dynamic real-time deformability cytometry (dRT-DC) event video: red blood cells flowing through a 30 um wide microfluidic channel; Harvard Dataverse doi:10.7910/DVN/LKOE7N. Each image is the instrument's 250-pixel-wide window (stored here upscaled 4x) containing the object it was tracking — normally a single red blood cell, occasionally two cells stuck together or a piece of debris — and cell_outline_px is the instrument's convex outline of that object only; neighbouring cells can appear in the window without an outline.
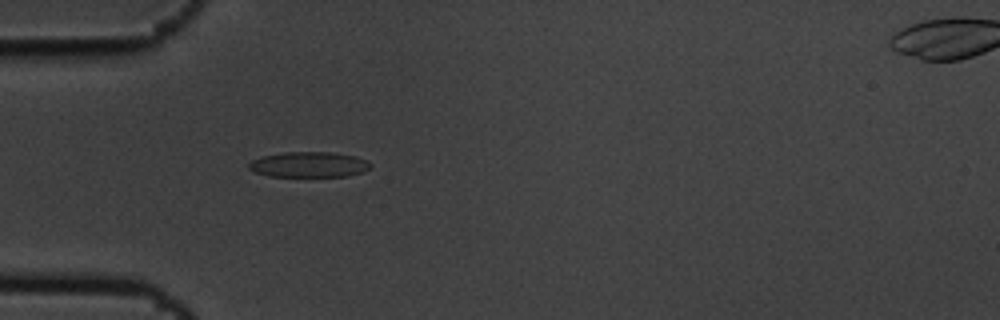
{"species": "common noctule bat (a hibernating species)", "species_latin": "Nyctalus noctula", "temperature_condition": "cold", "stored_images_in_passage": 6, "camera_frame_rate_fps": 3000, "um_per_image_px": 0.085, "animal": {"sex": "male", "body_mass_g": 19.5, "forearm_length_mm": 54.6}, "frame": {"image": 1, "passage_image": 5, "time_ms": 1.333, "image_size_px": [1000, 320], "cell_outline_px": [[372, 168], [364, 172], [348, 176], [268, 176], [256, 172], [248, 168], [248, 164], [252, 160], [264, 156], [284, 152], [328, 152], [356, 156], [368, 160], [372, 164]], "centroid_in_image_um": [26.32, 13.99], "position_along_channel_um": 58.7, "area_um2": 18.09}}